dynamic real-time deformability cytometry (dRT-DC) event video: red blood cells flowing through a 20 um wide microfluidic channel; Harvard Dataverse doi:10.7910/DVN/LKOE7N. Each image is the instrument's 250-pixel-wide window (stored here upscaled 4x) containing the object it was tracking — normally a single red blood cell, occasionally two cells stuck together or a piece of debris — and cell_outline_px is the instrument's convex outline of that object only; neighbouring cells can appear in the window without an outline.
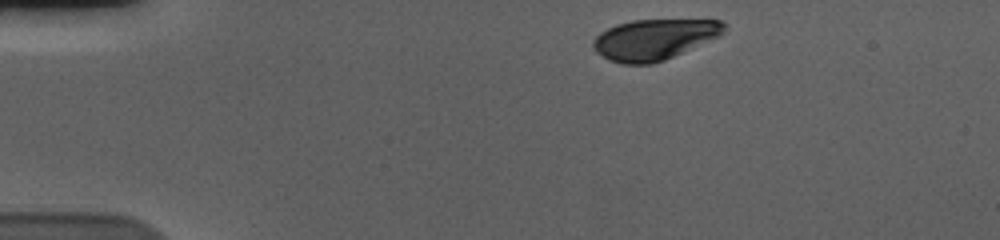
{"species": "human", "species_latin": "Homo sapiens", "temperature_condition": "cold", "stored_images_in_passage": 40, "camera_frame_rate_fps": 3000, "um_per_image_px": 0.085, "donor": {"sex": "male"}, "frame": {"image": 1, "passage_image": 1, "time_ms": 0.0, "image_size_px": [1000, 240], "cell_outline_px": [[724, 32], [720, 36], [664, 60], [652, 64], [620, 64], [608, 60], [596, 52], [592, 48], [592, 40], [600, 32], [616, 24], [632, 20], [720, 20], [724, 24]], "centroid_in_image_um": [55.55, 3.36], "position_along_channel_um": 29.4, "area_um2": 31.04}}
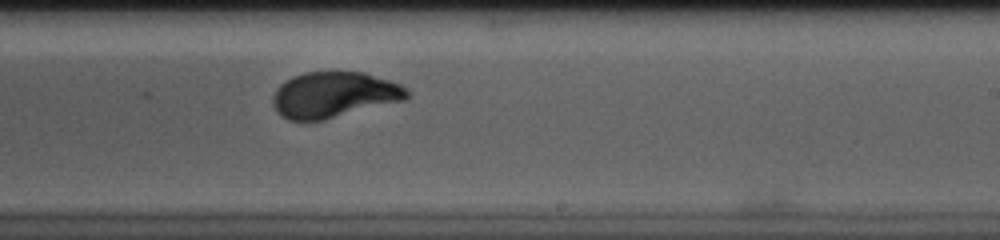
{"frame": {"image": 2, "passage_image": 26, "time_ms": 8.333, "image_size_px": [1000, 240], "cell_outline_px": [[412, 92], [404, 100], [324, 120], [288, 120], [280, 116], [276, 112], [272, 104], [272, 96], [276, 88], [284, 80], [292, 76], [304, 72], [364, 72], [400, 84], [408, 88]], "centroid_in_image_um": [28.36, 8.05], "position_along_channel_um": 260.6, "area_um2": 36.07}}
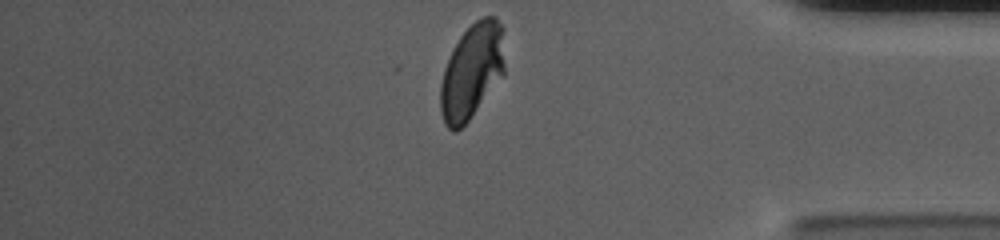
{"frame": {"image": 3, "passage_image": 39, "time_ms": 12.667, "image_size_px": [1000, 240], "cell_outline_px": [[504, 76], [468, 120], [456, 132], [452, 132], [444, 124], [440, 112], [440, 84], [444, 68], [452, 48], [460, 36], [476, 20], [484, 16], [496, 16], [504, 28]], "centroid_in_image_um": [40.11, 6.05], "position_along_channel_um": 395.1, "area_um2": 36.13}, "authors_computed_cell_mechanics": {"area_um2": 35.7782, "velocity_mm_per_s": 3.6469, "shape_relaxation_time_tau1_ms": 2.9137, "shape_relaxation_time_tau2_ms": null, "deformation_change_tau1": 0.1378, "deformation_change_tau2": null}}